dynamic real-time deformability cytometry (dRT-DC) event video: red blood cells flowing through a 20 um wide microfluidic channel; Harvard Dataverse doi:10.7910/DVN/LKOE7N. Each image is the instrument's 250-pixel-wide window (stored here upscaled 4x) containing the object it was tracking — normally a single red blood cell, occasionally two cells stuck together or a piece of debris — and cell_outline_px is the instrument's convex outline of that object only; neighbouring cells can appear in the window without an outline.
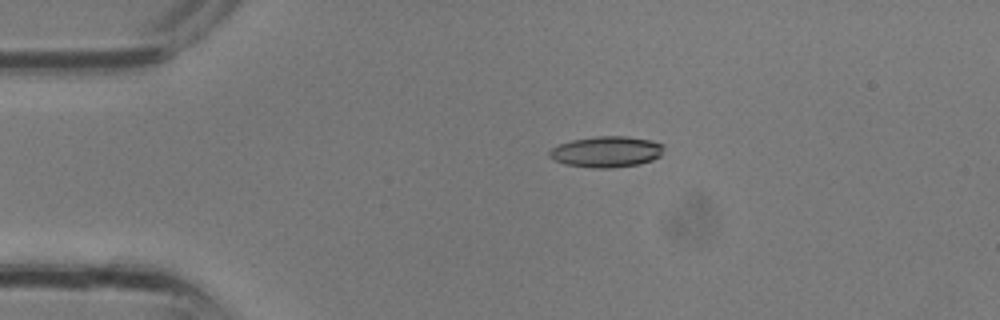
{"species": "common noctule bat (a hibernating species)", "species_latin": "Nyctalus noctula", "temperature_condition": "room temperature", "stored_images_in_passage": 2, "camera_frame_rate_fps": 3000, "um_per_image_px": 0.085, "animal": {"sex": "male", "body_mass_g": 13.3}, "frame": {"image": 1, "passage_image": 2, "time_ms": 0.333, "image_size_px": [1000, 320], "cell_outline_px": [[664, 148], [660, 156], [652, 160], [640, 164], [612, 168], [592, 168], [564, 164], [548, 156], [548, 152], [552, 148], [560, 144], [572, 140], [596, 136], [624, 136], [652, 140], [664, 144]], "centroid_in_image_um": [51.57, 12.9], "position_along_channel_um": 33.4, "area_um2": 20.75}}